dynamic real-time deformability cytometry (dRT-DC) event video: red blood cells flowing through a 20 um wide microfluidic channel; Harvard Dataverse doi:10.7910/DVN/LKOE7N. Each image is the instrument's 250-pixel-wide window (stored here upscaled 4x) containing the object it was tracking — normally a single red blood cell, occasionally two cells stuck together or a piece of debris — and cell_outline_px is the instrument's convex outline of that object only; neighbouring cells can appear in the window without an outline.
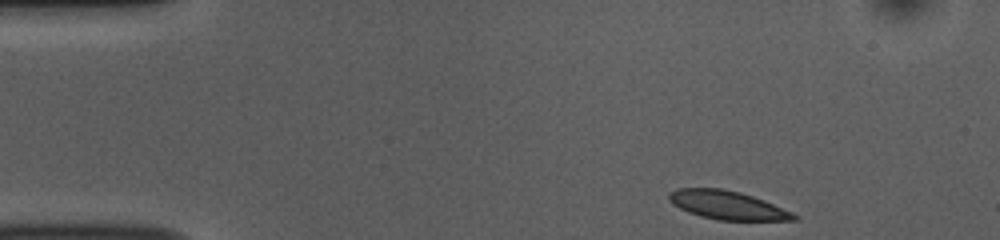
{"species": "common noctule bat (a hibernating species)", "species_latin": "Nyctalus noctula", "temperature_condition": "room temperature", "stored_images_in_passage": 46, "camera_frame_rate_fps": 3000, "um_per_image_px": 0.085, "animal": {"sex": "female", "body_mass_g": 10.0, "forearm_length_mm": 53.1}, "frame": {"image": 1, "passage_image": 1, "time_ms": 0.0, "image_size_px": [1000, 240], "cell_outline_px": [[800, 216], [796, 220], [720, 220], [700, 216], [688, 212], [672, 204], [668, 200], [668, 192], [676, 188], [720, 188], [740, 192], [764, 200], [792, 212]], "centroid_in_image_um": [61.8, 17.43], "position_along_channel_um": 23.2, "area_um2": 20.81}}
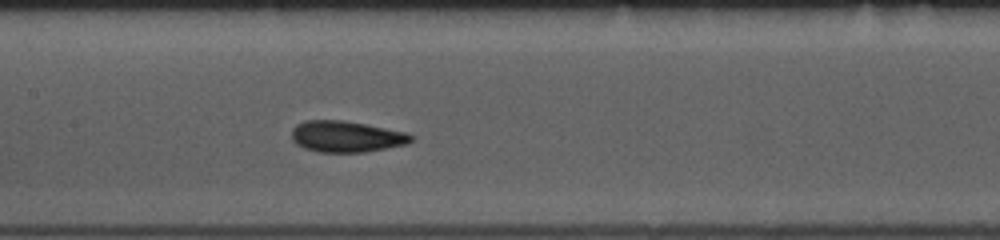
{"frame": {"image": 2, "passage_image": 19, "time_ms": 6.0, "image_size_px": [1000, 240], "cell_outline_px": [[412, 140], [408, 144], [364, 152], [316, 152], [304, 148], [296, 144], [292, 140], [292, 128], [296, 124], [304, 120], [340, 120], [364, 124], [408, 132], [412, 136]], "centroid_in_image_um": [29.41, 11.61], "position_along_channel_um": 178.0, "area_um2": 21.79}}
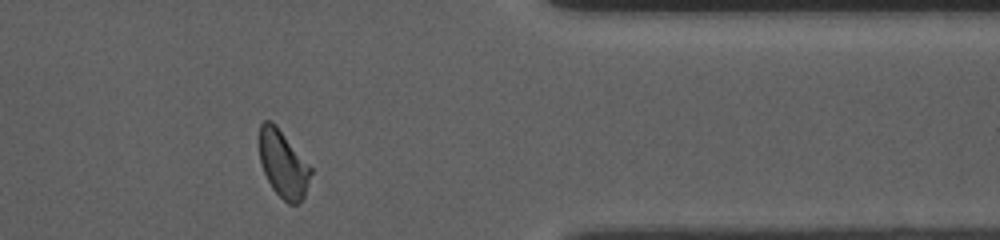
{"frame": {"image": 3, "passage_image": 37, "time_ms": 12.0, "image_size_px": [1000, 240], "cell_outline_px": [[312, 172], [304, 196], [296, 204], [288, 204], [272, 188], [264, 172], [260, 160], [260, 124], [264, 120], [272, 120], [276, 124], [312, 168]], "centroid_in_image_um": [24.07, 13.92], "position_along_channel_um": 387.3, "area_um2": 19.88}, "authors_computed_cell_mechanics": {"area_um2": 20.9236, "velocity_mm_per_s": 3.7754, "shape_relaxation_time_tau1_ms": 2.5126, "shape_relaxation_time_tau2_ms": 1.2372, "deformation_change_tau1": 0.0967, "deformation_change_tau2": 0.0575}}